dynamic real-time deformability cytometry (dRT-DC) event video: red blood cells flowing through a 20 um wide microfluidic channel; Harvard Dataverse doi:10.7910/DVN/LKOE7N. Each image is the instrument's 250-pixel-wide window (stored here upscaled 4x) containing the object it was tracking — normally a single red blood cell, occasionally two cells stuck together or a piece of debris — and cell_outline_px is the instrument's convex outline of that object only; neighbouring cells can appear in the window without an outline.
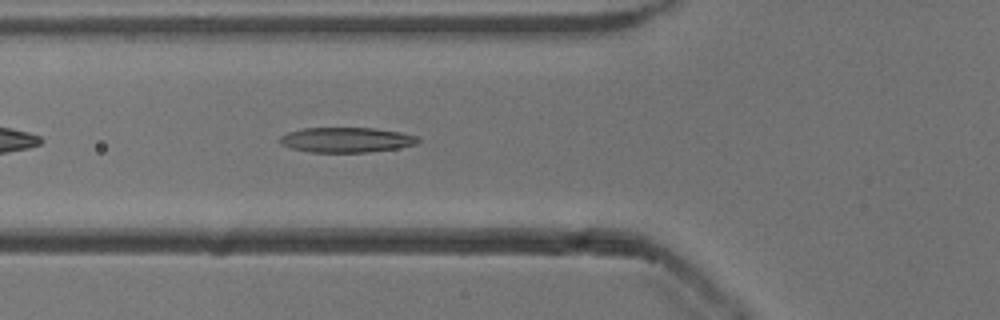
{"species": "common noctule bat (a hibernating species)", "species_latin": "Nyctalus noctula", "temperature_condition": "cold", "stored_images_in_passage": 34, "camera_frame_rate_fps": 3000, "um_per_image_px": 0.085, "animal": {"sex": "male", "body_mass_g": 13.3}, "frame": {"image": 1, "passage_image": 4, "time_ms": 1.0, "image_size_px": [1000, 320], "cell_outline_px": [[420, 140], [416, 144], [396, 148], [368, 152], [308, 152], [292, 148], [280, 144], [280, 136], [288, 132], [304, 128], [376, 128], [400, 132], [416, 136]], "centroid_in_image_um": [29.42, 11.88], "position_along_channel_um": 96.4, "area_um2": 20.06}}
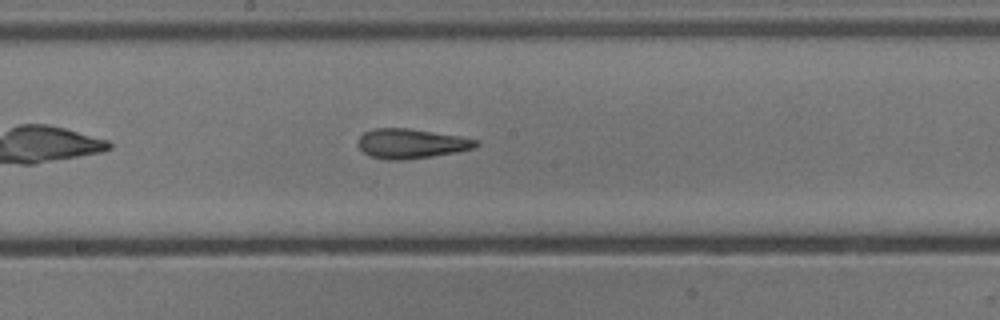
{"frame": {"image": 2, "passage_image": 13, "time_ms": 4.0, "image_size_px": [1000, 320], "cell_outline_px": [[480, 144], [476, 148], [456, 152], [432, 156], [400, 160], [388, 160], [368, 156], [356, 144], [356, 140], [364, 132], [372, 128], [408, 128], [460, 136], [480, 140]], "centroid_in_image_um": [34.94, 12.2], "position_along_channel_um": 213.3, "area_um2": 20.63}}
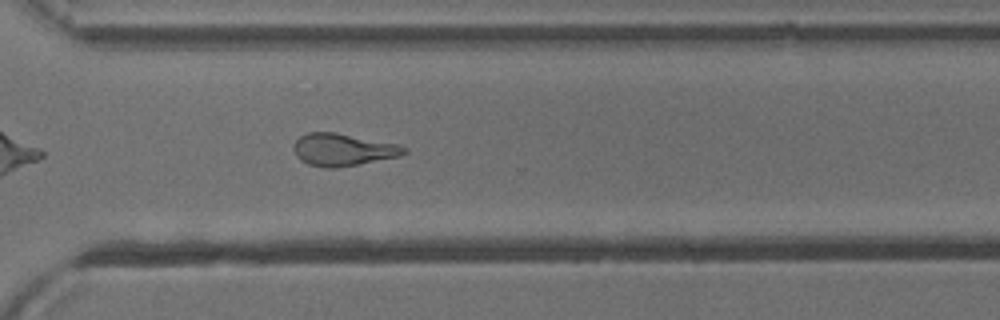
{"frame": {"image": 3, "passage_image": 23, "time_ms": 7.333, "image_size_px": [1000, 320], "cell_outline_px": [[408, 152], [400, 156], [336, 168], [328, 168], [308, 164], [300, 160], [296, 156], [292, 148], [296, 140], [300, 136], [308, 132], [336, 132], [396, 144], [408, 148]], "centroid_in_image_um": [29.12, 12.72], "position_along_channel_um": 341.5, "area_um2": 20.75}, "authors_computed_cell_mechanics": {"area_um2": 20.5479, "velocity_mm_per_s": 3.8629, "shape_relaxation_time_tau1_ms": 5.4176, "shape_relaxation_time_tau2_ms": 1.9422, "deformation_change_tau1": 0.1924, "deformation_change_tau2": 0.1176}}